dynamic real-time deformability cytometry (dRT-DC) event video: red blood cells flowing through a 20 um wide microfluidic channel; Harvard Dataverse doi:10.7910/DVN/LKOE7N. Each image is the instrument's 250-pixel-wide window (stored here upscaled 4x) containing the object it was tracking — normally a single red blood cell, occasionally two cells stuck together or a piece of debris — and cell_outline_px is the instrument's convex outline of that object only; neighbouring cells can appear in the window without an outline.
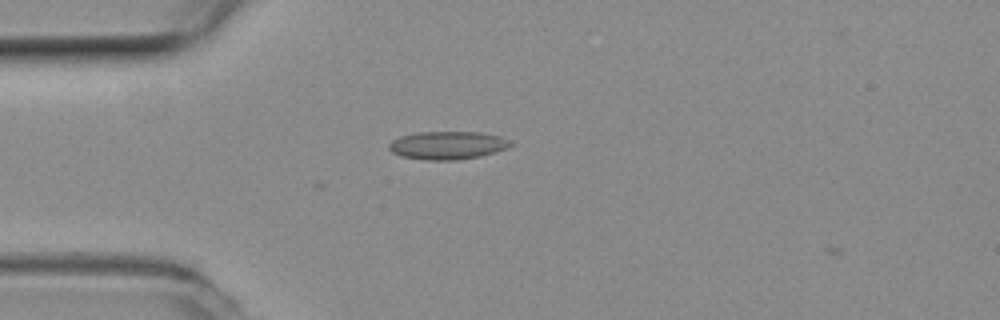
{"species": "common noctule bat (a hibernating species)", "species_latin": "Nyctalus noctula", "temperature_condition": "room temperature", "stored_images_in_passage": 5, "camera_frame_rate_fps": 3000, "um_per_image_px": 0.085, "animal": {"sex": "female", "body_mass_g": 19.3, "forearm_length_mm": 54.1}, "frame": {"image": 1, "passage_image": 3, "time_ms": 0.667, "image_size_px": [1000, 320], "cell_outline_px": [[516, 144], [508, 148], [496, 152], [480, 156], [456, 160], [424, 160], [400, 156], [392, 152], [388, 148], [388, 144], [392, 140], [400, 136], [420, 132], [480, 132], [500, 136], [512, 140]], "centroid_in_image_um": [38.08, 12.35], "position_along_channel_um": 46.9, "area_um2": 20.17}}